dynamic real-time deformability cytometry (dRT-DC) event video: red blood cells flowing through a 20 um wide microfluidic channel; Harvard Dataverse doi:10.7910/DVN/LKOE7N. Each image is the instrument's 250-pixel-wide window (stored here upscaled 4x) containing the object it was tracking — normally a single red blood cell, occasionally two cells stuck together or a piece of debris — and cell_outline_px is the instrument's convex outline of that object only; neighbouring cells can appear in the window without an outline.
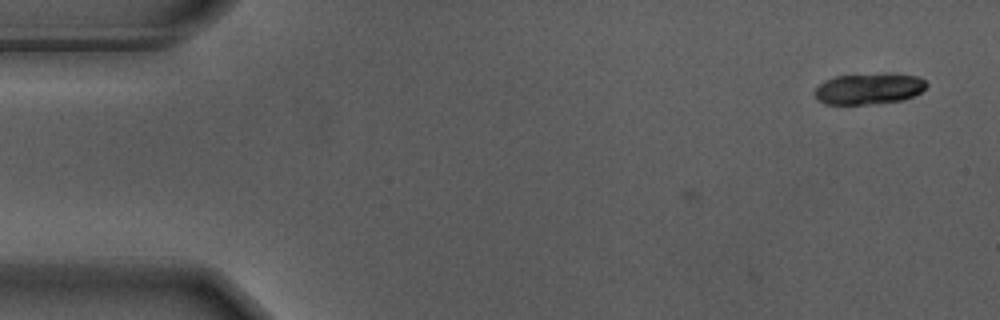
{"species": "Egyptian fruit bat (a non-hibernating species)", "species_latin": "Rousettus aegyptiacus", "temperature_condition": "warm", "stored_images_in_passage": 6, "camera_frame_rate_fps": 3000, "um_per_image_px": 0.085, "animal": {"sex": "male"}, "frame": {"image": 1, "passage_image": 1, "time_ms": 0.0, "image_size_px": [1000, 320], "cell_outline_px": [[928, 84], [920, 92], [904, 100], [868, 104], [824, 104], [816, 96], [816, 88], [824, 80], [836, 76], [884, 72], [888, 72], [916, 76], [924, 80]], "centroid_in_image_um": [73.87, 7.52], "position_along_channel_um": 11.1, "area_um2": 20.35}}